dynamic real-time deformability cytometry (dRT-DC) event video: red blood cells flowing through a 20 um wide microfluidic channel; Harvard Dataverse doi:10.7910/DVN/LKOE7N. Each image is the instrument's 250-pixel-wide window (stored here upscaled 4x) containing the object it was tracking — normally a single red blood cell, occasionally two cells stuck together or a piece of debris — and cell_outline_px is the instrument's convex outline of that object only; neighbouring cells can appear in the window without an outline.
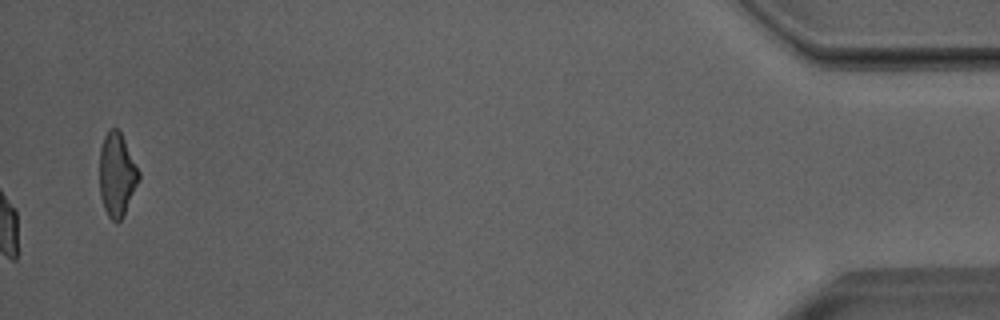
{"species": "Egyptian fruit bat (a non-hibernating species)", "species_latin": "Rousettus aegyptiacus", "temperature_condition": "room temperature", "stored_images_in_passage": 49, "camera_frame_rate_fps": 3000, "um_per_image_px": 0.085, "animal": {"sex": "male"}, "frame": {"image": 1, "passage_image": 49, "time_ms": 16.0, "image_size_px": [1000, 320], "cell_outline_px": [[140, 180], [124, 216], [120, 220], [112, 220], [108, 216], [104, 208], [100, 196], [100, 148], [104, 136], [108, 128], [116, 128], [120, 132], [140, 172]], "centroid_in_image_um": [9.94, 14.86], "position_along_channel_um": 425.3, "area_um2": 19.13}, "authors_computed_cell_mechanics": {"area_um2": 20.3456, "velocity_mm_per_s": 3.9886, "shape_relaxation_time_tau1_ms": 5.3024, "shape_relaxation_time_tau2_ms": 1.3313, "deformation_change_tau1": 0.1469, "deformation_change_tau2": 0.0789}}